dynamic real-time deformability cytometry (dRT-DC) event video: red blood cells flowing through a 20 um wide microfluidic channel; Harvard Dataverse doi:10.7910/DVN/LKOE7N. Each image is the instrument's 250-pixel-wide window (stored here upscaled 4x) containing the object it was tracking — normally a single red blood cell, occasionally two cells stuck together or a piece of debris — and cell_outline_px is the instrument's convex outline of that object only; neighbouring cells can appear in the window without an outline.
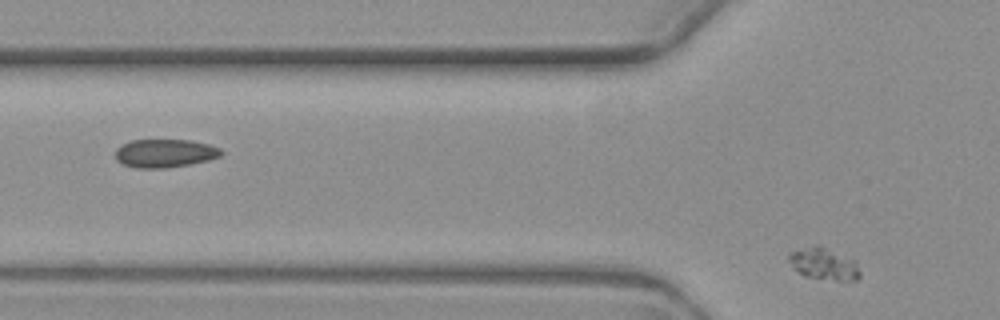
{"species": "common noctule bat (a hibernating species)", "species_latin": "Nyctalus noctula", "temperature_condition": "warm", "stored_images_in_passage": 2, "segment_of_instrument_passage": [2, 2], "camera_frame_rate_fps": 3000, "um_per_image_px": 0.085, "animal": {"sex": "female", "body_mass_g": 19.3, "forearm_length_mm": 54.1}, "frame": {"image": 1, "passage_image": 2, "time_ms": 1.333, "image_size_px": [1000, 320], "cell_outline_px": [[860, 276], [856, 280], [836, 280], [804, 276], [788, 260], [788, 252], [816, 244], [856, 260], [860, 272]], "centroid_in_image_um": [70.04, 22.41], "position_along_channel_um": 55.8, "area_um2": 13.06}}